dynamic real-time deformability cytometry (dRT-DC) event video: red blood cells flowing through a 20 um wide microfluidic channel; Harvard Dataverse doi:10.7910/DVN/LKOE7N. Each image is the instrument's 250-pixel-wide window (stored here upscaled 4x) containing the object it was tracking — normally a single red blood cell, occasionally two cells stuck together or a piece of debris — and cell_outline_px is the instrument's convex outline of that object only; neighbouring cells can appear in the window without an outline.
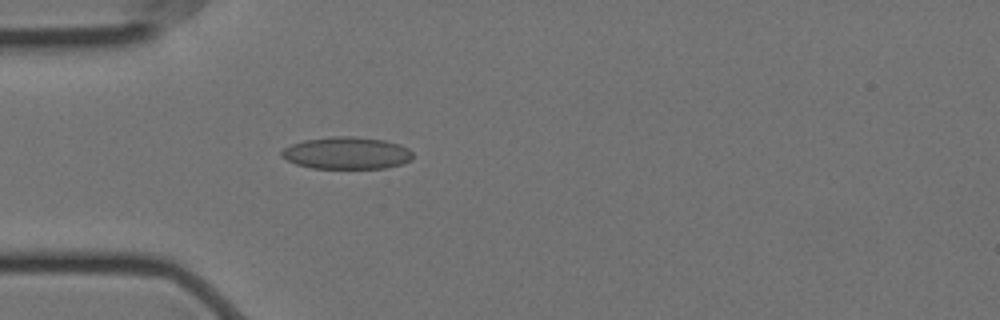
{"species": "Egyptian fruit bat (a non-hibernating species)", "species_latin": "Rousettus aegyptiacus", "temperature_condition": "cold", "stored_images_in_passage": 4, "camera_frame_rate_fps": 3000, "um_per_image_px": 0.085, "animal": {"sex": "female"}, "frame": {"image": 1, "passage_image": 4, "time_ms": 1.0, "image_size_px": [1000, 320], "cell_outline_px": [[412, 160], [404, 164], [384, 168], [312, 168], [296, 164], [280, 156], [280, 152], [284, 148], [292, 144], [304, 140], [332, 136], [352, 136], [384, 140], [400, 144], [408, 148], [412, 152]], "centroid_in_image_um": [29.49, 13.01], "position_along_channel_um": 55.5, "area_um2": 24.68}}